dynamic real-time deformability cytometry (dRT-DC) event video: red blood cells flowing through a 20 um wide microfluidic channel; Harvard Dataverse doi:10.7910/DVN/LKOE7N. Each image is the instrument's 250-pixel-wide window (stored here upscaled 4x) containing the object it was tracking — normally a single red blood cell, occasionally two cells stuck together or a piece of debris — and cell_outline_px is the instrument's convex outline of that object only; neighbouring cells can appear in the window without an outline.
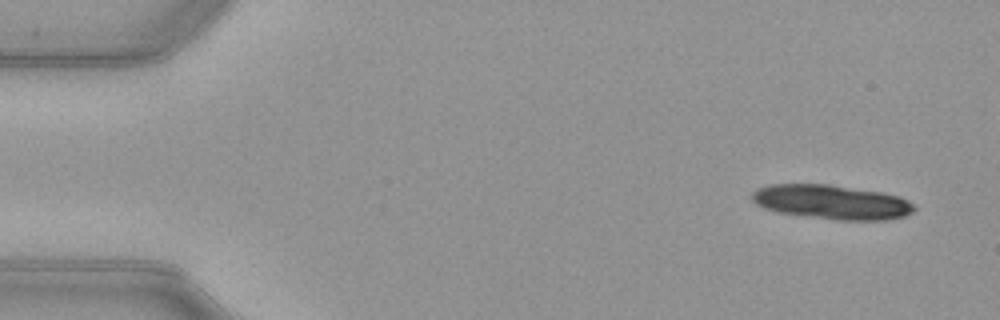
{"species": "common noctule bat (a hibernating species)", "species_latin": "Nyctalus noctula", "temperature_condition": "warm", "stored_images_in_passage": 12, "camera_frame_rate_fps": 3000, "um_per_image_px": 0.085, "animal": {"sex": "female", "body_mass_g": 21.9}, "frame": {"image": 1, "passage_image": 1, "time_ms": 0.0, "image_size_px": [1000, 320], "cell_outline_px": [[916, 208], [912, 212], [904, 216], [888, 220], [836, 220], [780, 212], [764, 208], [756, 204], [752, 200], [752, 192], [756, 188], [768, 184], [828, 184], [880, 192], [900, 196], [908, 200]], "centroid_in_image_um": [70.68, 17.17], "position_along_channel_um": 14.3, "area_um2": 32.43}}